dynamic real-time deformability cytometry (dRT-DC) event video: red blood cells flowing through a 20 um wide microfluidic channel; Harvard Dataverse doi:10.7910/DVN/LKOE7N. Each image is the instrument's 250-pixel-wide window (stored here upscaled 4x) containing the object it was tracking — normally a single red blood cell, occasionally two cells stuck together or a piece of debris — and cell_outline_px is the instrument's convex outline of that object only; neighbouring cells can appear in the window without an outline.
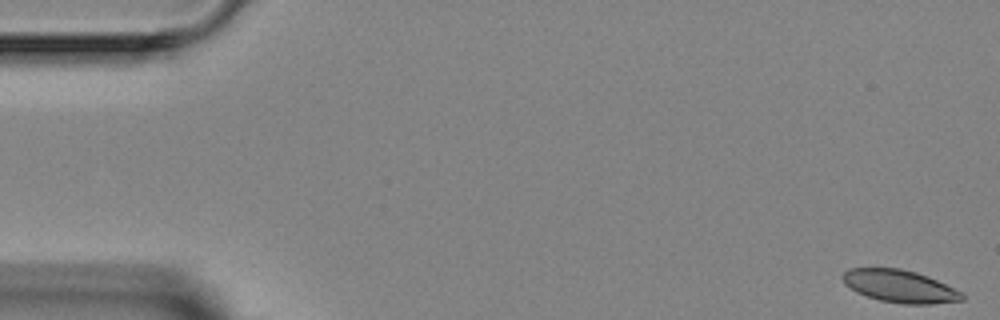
{"species": "Egyptian fruit bat (a non-hibernating species)", "species_latin": "Rousettus aegyptiacus", "temperature_condition": "room temperature", "stored_images_in_passage": 4, "camera_frame_rate_fps": 3000, "um_per_image_px": 0.085, "animal": {"sex": "female"}, "frame": {"image": 1, "passage_image": 1, "time_ms": 0.0, "image_size_px": [1000, 320], "cell_outline_px": [[964, 300], [928, 304], [904, 304], [880, 300], [856, 292], [844, 284], [840, 276], [848, 268], [900, 268], [916, 272], [928, 276], [964, 292]], "centroid_in_image_um": [76.48, 24.32], "position_along_channel_um": 8.5, "area_um2": 22.77}}
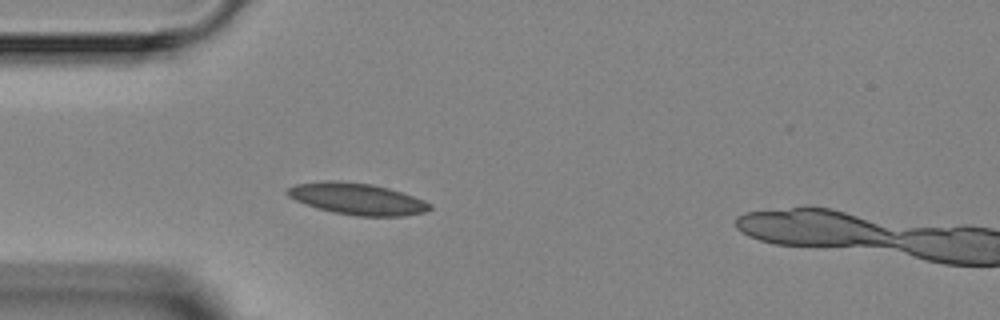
{"frame": {"image": 2, "passage_image": 4, "time_ms": 4.333, "image_size_px": [1000, 320], "cell_outline_px": [[432, 208], [424, 212], [404, 216], [356, 216], [332, 212], [316, 208], [304, 204], [288, 196], [284, 192], [288, 188], [296, 184], [324, 180], [336, 180], [372, 184], [388, 188], [424, 200], [432, 204]], "centroid_in_image_um": [30.33, 16.9], "position_along_channel_um": 54.7, "area_um2": 26.3}}